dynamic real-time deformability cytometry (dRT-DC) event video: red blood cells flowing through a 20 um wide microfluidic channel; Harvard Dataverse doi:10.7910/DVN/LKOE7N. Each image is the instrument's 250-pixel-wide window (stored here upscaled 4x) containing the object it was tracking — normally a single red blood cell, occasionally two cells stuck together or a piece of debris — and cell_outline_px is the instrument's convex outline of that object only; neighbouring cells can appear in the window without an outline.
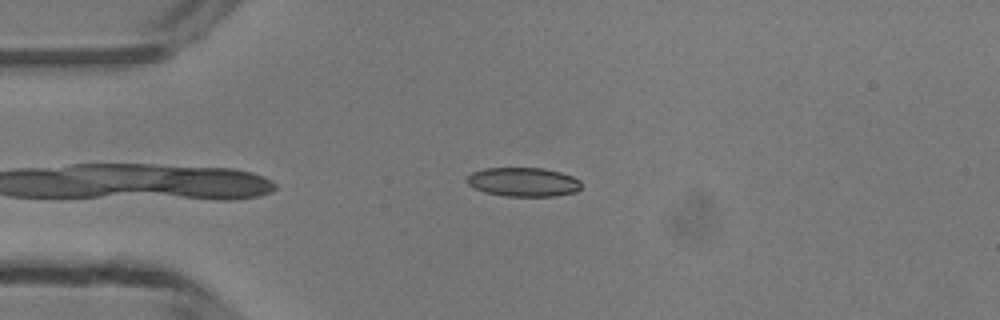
{"species": "common noctule bat (a hibernating species)", "species_latin": "Nyctalus noctula", "temperature_condition": "room temperature", "stored_images_in_passage": 30, "camera_frame_rate_fps": 3000, "um_per_image_px": 0.085, "animal": {"sex": "male", "body_mass_g": 13.3}, "frame": {"image": 1, "passage_image": 3, "time_ms": 0.667, "image_size_px": [1000, 320], "cell_outline_px": [[580, 188], [576, 192], [552, 196], [508, 196], [484, 192], [468, 184], [464, 180], [472, 172], [484, 168], [544, 168], [560, 172], [572, 176], [580, 180]], "centroid_in_image_um": [44.47, 15.46], "position_along_channel_um": 40.5, "area_um2": 19.31}}
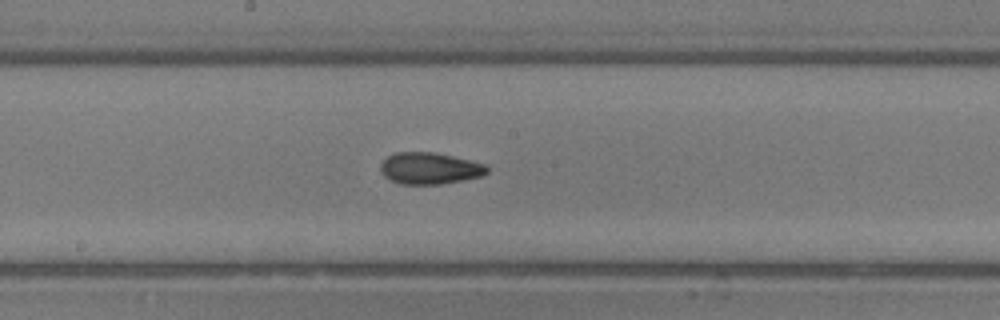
{"frame": {"image": 2, "passage_image": 17, "time_ms": 5.333, "image_size_px": [1000, 320], "cell_outline_px": [[488, 172], [480, 176], [440, 184], [400, 184], [384, 176], [380, 172], [380, 164], [388, 156], [396, 152], [436, 152], [488, 164]], "centroid_in_image_um": [36.52, 14.29], "position_along_channel_um": 211.7, "area_um2": 19.65}}
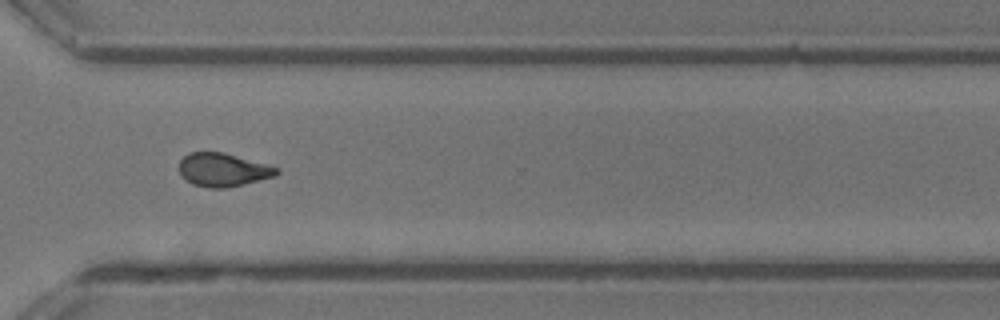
{"frame": {"image": 3, "passage_image": 27, "time_ms": 8.667, "image_size_px": [1000, 320], "cell_outline_px": [[280, 172], [276, 176], [224, 188], [208, 188], [192, 184], [180, 172], [180, 160], [188, 152], [224, 152], [268, 164], [280, 168]], "centroid_in_image_um": [18.99, 14.42], "position_along_channel_um": 351.6, "area_um2": 18.9}, "authors_computed_cell_mechanics": {"area_um2": 19.2185, "velocity_mm_per_s": 4.2068, "shape_relaxation_time_tau1_ms": 9.5986, "shape_relaxation_time_tau2_ms": 2.8124, "deformation_change_tau1": 0.1958, "deformation_change_tau2": 0.0907}}